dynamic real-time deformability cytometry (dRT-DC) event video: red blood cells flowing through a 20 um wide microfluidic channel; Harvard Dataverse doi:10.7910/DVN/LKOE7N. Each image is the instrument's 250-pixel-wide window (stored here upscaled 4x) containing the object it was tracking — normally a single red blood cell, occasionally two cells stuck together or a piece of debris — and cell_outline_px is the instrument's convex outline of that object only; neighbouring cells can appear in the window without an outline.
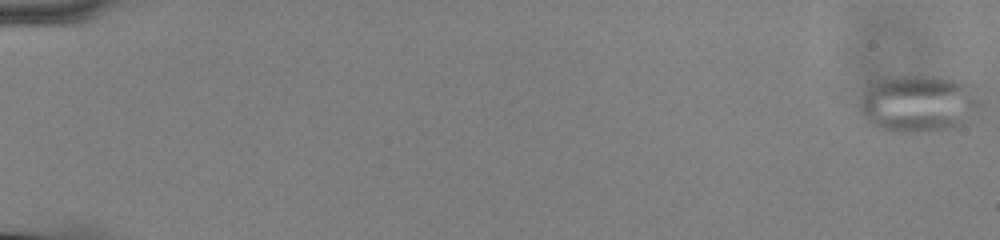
{"species": "common noctule bat (a hibernating species)", "species_latin": "Nyctalus noctula", "temperature_condition": "cold", "stored_images_in_passage": 55, "camera_frame_rate_fps": 3000, "um_per_image_px": 0.085, "animal": {"sex": "male", "body_mass_g": 13.0, "forearm_length_mm": 53.1}, "frame": {"image": 1, "passage_image": 1, "time_ms": 0.0, "image_size_px": [1000, 240], "cell_outline_px": [[984, 104], [960, 128], [924, 132], [892, 132], [868, 120], [860, 108], [860, 100], [868, 88], [880, 80], [900, 76], [932, 76], [956, 80], [968, 84], [972, 88]], "centroid_in_image_um": [78.18, 8.83], "position_along_channel_um": 6.8, "area_um2": 39.88}}
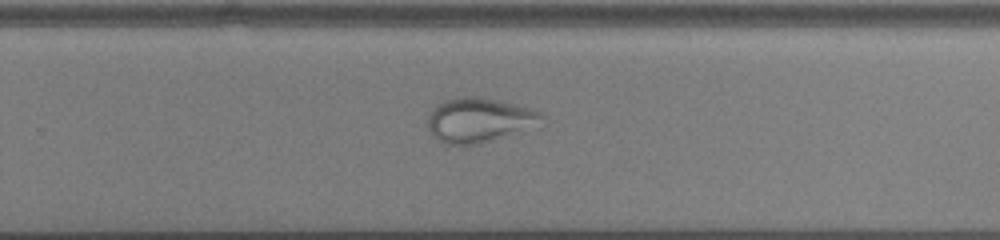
{"frame": {"image": 2, "passage_image": 39, "time_ms": 12.667, "image_size_px": [1000, 240], "cell_outline_px": [[544, 116], [512, 136], [480, 144], [444, 144], [432, 136], [428, 128], [428, 116], [432, 108], [436, 104], [444, 100], [464, 96], [480, 96], [528, 108], [540, 112]], "centroid_in_image_um": [40.62, 10.21], "position_along_channel_um": 289.2, "area_um2": 29.25}}
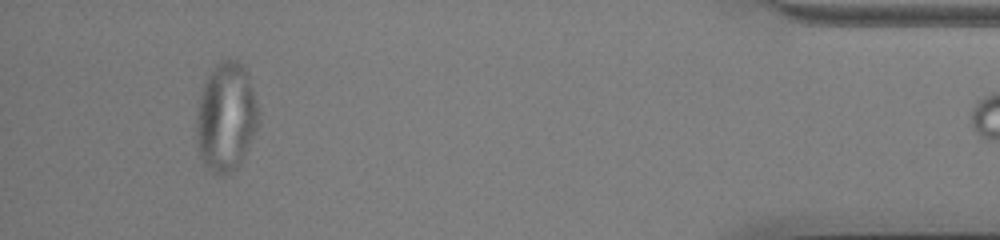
{"frame": {"image": 3, "passage_image": 54, "time_ms": 17.667, "image_size_px": [1000, 240], "cell_outline_px": [[260, 124], [240, 164], [236, 168], [224, 176], [216, 176], [204, 164], [196, 148], [196, 120], [200, 92], [208, 76], [216, 64], [224, 60], [232, 60], [240, 64], [248, 72], [256, 100]], "centroid_in_image_um": [19.21, 10.0], "position_along_channel_um": 416.0, "area_um2": 39.71}}